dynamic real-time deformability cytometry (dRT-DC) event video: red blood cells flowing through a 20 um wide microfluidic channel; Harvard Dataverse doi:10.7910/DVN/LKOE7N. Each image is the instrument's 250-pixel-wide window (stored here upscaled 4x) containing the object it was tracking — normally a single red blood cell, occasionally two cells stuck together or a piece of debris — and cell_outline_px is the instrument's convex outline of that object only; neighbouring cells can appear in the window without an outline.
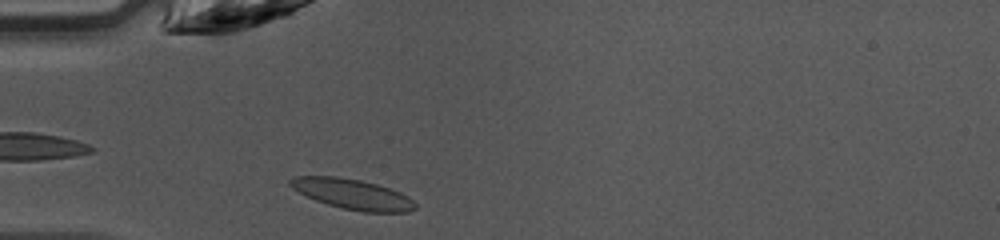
{"species": "common noctule bat (a hibernating species)", "species_latin": "Nyctalus noctula", "temperature_condition": "warm", "stored_images_in_passage": 22, "camera_frame_rate_fps": 3000, "um_per_image_px": 0.085, "animal": {"sex": "female", "body_mass_g": 10.0, "forearm_length_mm": 53.1}, "frame": {"image": 1, "passage_image": 1, "time_ms": 0.0, "image_size_px": [1000, 240], "cell_outline_px": [[416, 208], [408, 212], [364, 212], [344, 208], [328, 204], [316, 200], [292, 188], [288, 184], [288, 180], [292, 176], [336, 176], [360, 180], [376, 184], [400, 192], [408, 196], [416, 204]], "centroid_in_image_um": [29.95, 16.49], "position_along_channel_um": 55.0, "area_um2": 21.85}}
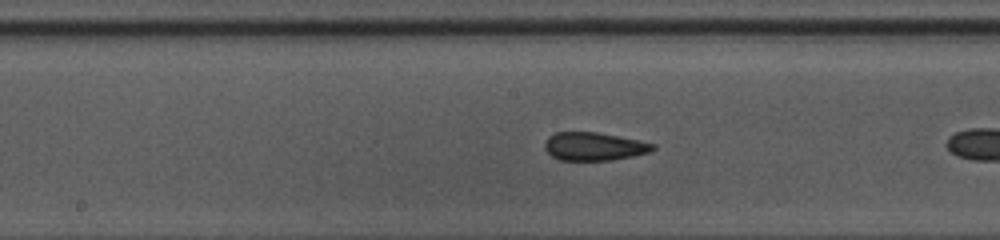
{"frame": {"image": 2, "passage_image": 9, "time_ms": 2.667, "image_size_px": [1000, 240], "cell_outline_px": [[656, 148], [652, 152], [612, 160], [560, 160], [552, 156], [544, 148], [544, 144], [548, 136], [556, 132], [596, 132], [656, 144]], "centroid_in_image_um": [50.49, 12.45], "position_along_channel_um": 197.7, "area_um2": 17.69}}
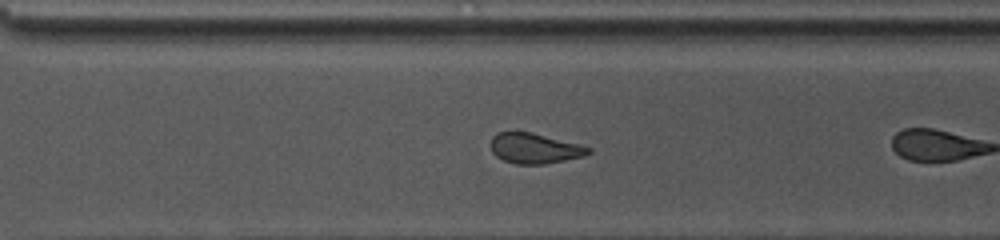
{"frame": {"image": 3, "passage_image": 18, "time_ms": 5.667, "image_size_px": [1000, 240], "cell_outline_px": [[592, 152], [584, 156], [544, 164], [516, 164], [504, 160], [496, 156], [492, 152], [492, 136], [496, 132], [532, 132], [592, 148]], "centroid_in_image_um": [45.44, 12.61], "position_along_channel_um": 325.2, "area_um2": 17.05}}